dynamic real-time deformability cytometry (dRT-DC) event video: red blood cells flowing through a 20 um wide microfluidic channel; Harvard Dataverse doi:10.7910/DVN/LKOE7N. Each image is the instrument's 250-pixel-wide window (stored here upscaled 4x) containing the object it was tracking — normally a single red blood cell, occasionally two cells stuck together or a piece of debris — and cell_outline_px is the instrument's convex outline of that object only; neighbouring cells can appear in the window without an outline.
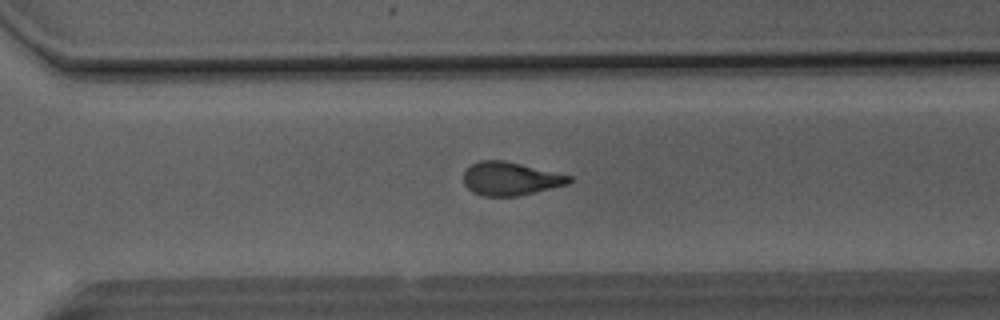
{"species": "Egyptian fruit bat (a non-hibernating species)", "species_latin": "Rousettus aegyptiacus", "temperature_condition": "room temperature", "stored_images_in_passage": 38, "camera_frame_rate_fps": 3000, "um_per_image_px": 0.085, "animal": {"sex": "male"}, "frame": {"image": 1, "passage_image": 31, "time_ms": 10.0, "image_size_px": [1000, 320], "cell_outline_px": [[572, 180], [568, 184], [516, 196], [484, 196], [472, 192], [464, 184], [464, 172], [472, 164], [480, 160], [504, 160], [572, 176]], "centroid_in_image_um": [43.37, 15.18], "position_along_channel_um": 327.2, "area_um2": 20.29}}
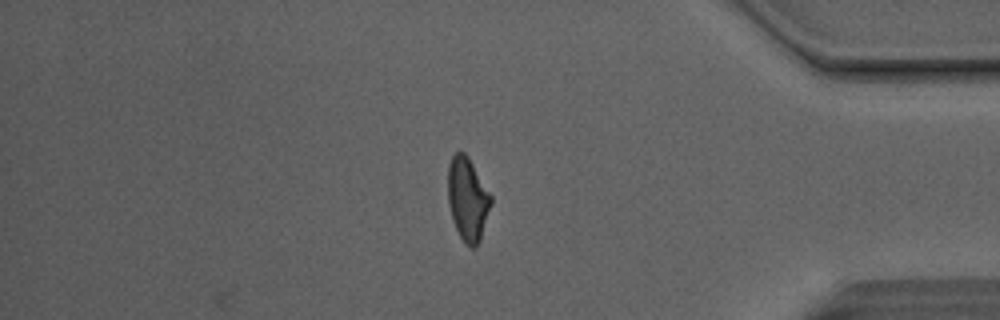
{"frame": {"image": 2, "passage_image": 38, "time_ms": 12.333, "image_size_px": [1000, 320], "cell_outline_px": [[492, 200], [480, 240], [472, 248], [468, 248], [460, 236], [452, 220], [448, 204], [448, 164], [452, 156], [456, 152], [464, 152], [468, 156], [492, 196]], "centroid_in_image_um": [39.73, 16.91], "position_along_channel_um": 395.5, "area_um2": 20.81}, "authors_computed_cell_mechanics": {"area_um2": 21.4149, "velocity_mm_per_s": 4.168, "shape_relaxation_time_tau1_ms": 9.3762, "shape_relaxation_time_tau2_ms": 1.978, "deformation_change_tau1": 0.2528, "deformation_change_tau2": 0.1009}}